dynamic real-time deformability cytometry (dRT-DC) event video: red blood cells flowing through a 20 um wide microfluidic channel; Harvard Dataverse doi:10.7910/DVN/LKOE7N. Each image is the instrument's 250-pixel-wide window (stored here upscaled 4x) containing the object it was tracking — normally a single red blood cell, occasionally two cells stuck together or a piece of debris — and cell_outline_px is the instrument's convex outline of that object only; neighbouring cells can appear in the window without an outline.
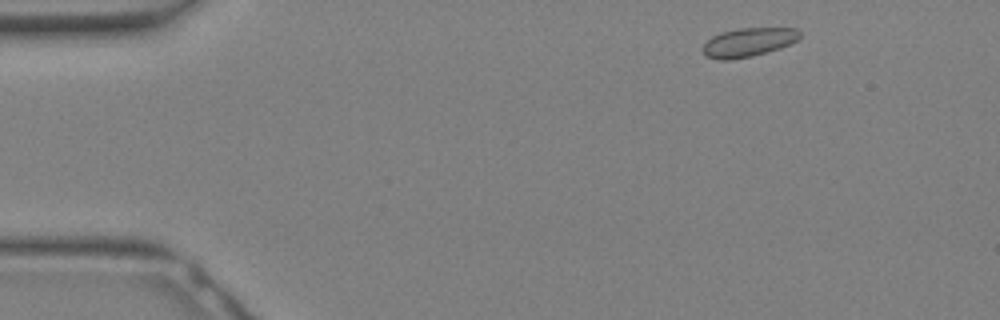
{"species": "Egyptian fruit bat (a non-hibernating species)", "species_latin": "Rousettus aegyptiacus", "temperature_condition": "warm", "stored_images_in_passage": 19, "camera_frame_rate_fps": 3000, "um_per_image_px": 0.085, "animal": {"sex": "female"}, "frame": {"image": 1, "passage_image": 2, "time_ms": 0.333, "image_size_px": [1000, 320], "cell_outline_px": [[800, 36], [796, 40], [780, 48], [768, 52], [752, 56], [728, 60], [720, 60], [704, 56], [700, 48], [712, 36], [720, 32], [736, 28], [796, 28], [800, 32]], "centroid_in_image_um": [63.55, 3.59], "position_along_channel_um": 21.5, "area_um2": 16.42}}
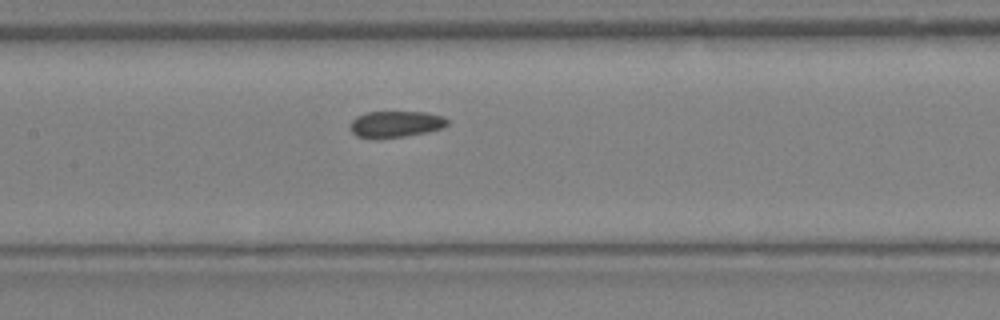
{"frame": {"image": 2, "passage_image": 13, "time_ms": 4.0, "image_size_px": [1000, 320], "cell_outline_px": [[448, 124], [440, 128], [428, 132], [404, 136], [356, 136], [348, 128], [348, 124], [356, 116], [368, 112], [424, 112], [444, 116], [448, 120]], "centroid_in_image_um": [33.63, 10.51], "position_along_channel_um": 173.8, "area_um2": 14.57}}
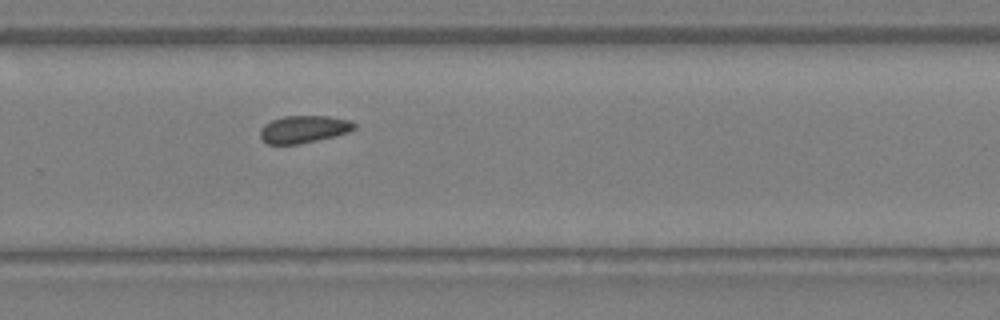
{"frame": {"image": 3, "passage_image": 19, "time_ms": 6.0, "image_size_px": [1000, 320], "cell_outline_px": [[356, 128], [348, 132], [316, 140], [296, 144], [268, 144], [260, 136], [260, 128], [264, 124], [272, 120], [284, 116], [328, 116], [348, 120], [356, 124]], "centroid_in_image_um": [25.79, 10.97], "position_along_channel_um": 304.0, "area_um2": 14.8}}